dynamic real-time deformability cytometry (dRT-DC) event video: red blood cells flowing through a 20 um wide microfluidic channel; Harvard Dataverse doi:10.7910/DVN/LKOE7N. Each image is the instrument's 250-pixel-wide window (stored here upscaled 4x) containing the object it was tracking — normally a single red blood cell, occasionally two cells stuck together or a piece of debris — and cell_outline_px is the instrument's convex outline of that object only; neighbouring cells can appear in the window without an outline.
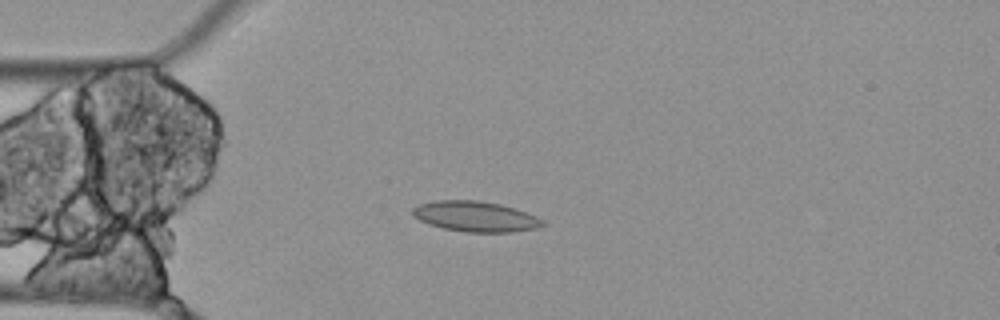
{"species": "Egyptian fruit bat (a non-hibernating species)", "species_latin": "Rousettus aegyptiacus", "temperature_condition": "cold", "stored_images_in_passage": 6, "camera_frame_rate_fps": 3000, "um_per_image_px": 0.085, "animal": {"sex": "female"}, "frame": {"image": 1, "passage_image": 3, "time_ms": 0.667, "image_size_px": [1000, 320], "cell_outline_px": [[548, 224], [536, 228], [512, 232], [464, 232], [444, 228], [428, 224], [412, 216], [412, 208], [420, 204], [432, 200], [476, 200], [500, 204], [516, 208], [536, 216], [544, 220]], "centroid_in_image_um": [40.42, 18.4], "position_along_channel_um": 44.6, "area_um2": 23.24}}
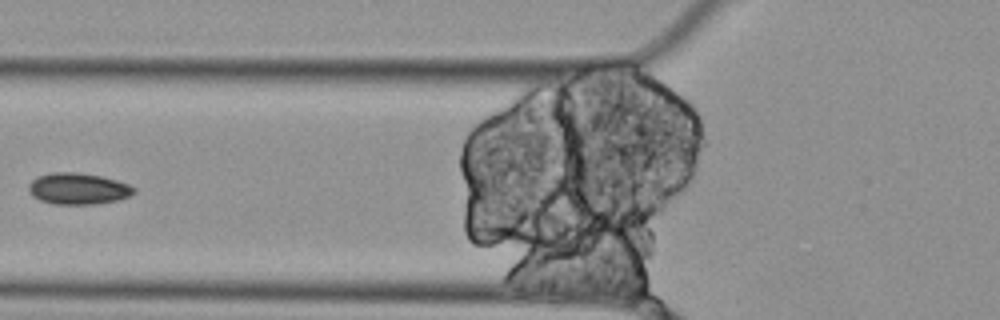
{"frame": {"image": 2, "passage_image": 5, "time_ms": 1.333, "image_size_px": [1000, 320], "cell_outline_px": [[136, 192], [128, 196], [116, 200], [96, 204], [52, 204], [40, 200], [32, 196], [28, 192], [28, 184], [36, 176], [52, 172], [76, 172], [100, 176], [116, 180], [128, 184], [136, 188]], "centroid_in_image_um": [6.6, 16.03], "position_along_channel_um": 119.2, "area_um2": 19.36}}
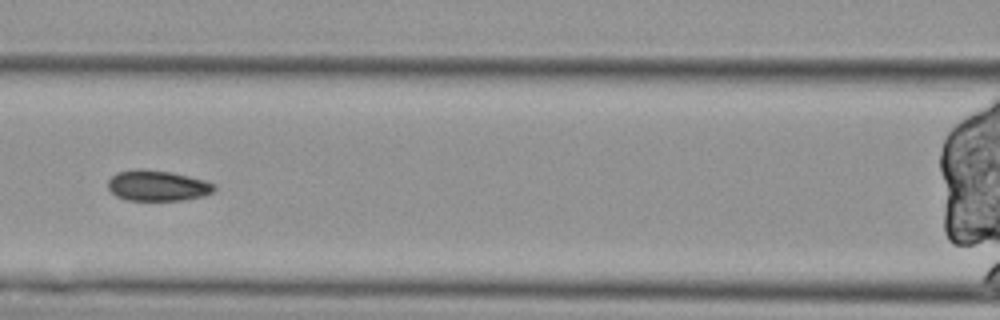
{"frame": {"image": 3, "passage_image": 6, "time_ms": 1.667, "image_size_px": [1000, 320], "cell_outline_px": [[216, 188], [212, 192], [204, 196], [180, 200], [128, 200], [116, 196], [108, 188], [108, 180], [116, 172], [136, 168], [140, 168], [172, 172], [204, 180], [216, 184]], "centroid_in_image_um": [13.37, 15.77], "position_along_channel_um": 153.2, "area_um2": 19.07}}